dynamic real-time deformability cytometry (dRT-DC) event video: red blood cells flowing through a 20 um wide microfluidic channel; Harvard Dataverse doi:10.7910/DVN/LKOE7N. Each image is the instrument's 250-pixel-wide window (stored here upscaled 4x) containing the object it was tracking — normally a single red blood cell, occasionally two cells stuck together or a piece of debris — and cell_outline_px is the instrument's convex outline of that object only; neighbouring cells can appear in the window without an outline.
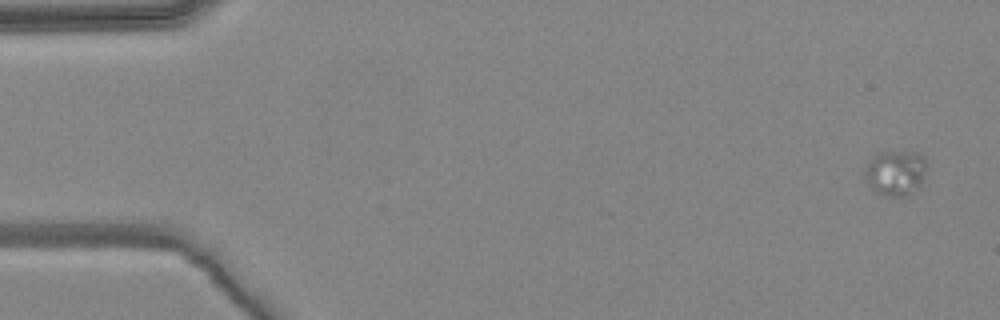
{"species": "common noctule bat (a hibernating species)", "species_latin": "Nyctalus noctula", "temperature_condition": "warm", "stored_images_in_passage": 4, "camera_frame_rate_fps": 3000, "um_per_image_px": 0.085, "animal": {"sex": "female", "body_mass_g": 24.6, "forearm_length_mm": 56.2}, "frame": {"image": 1, "passage_image": 1, "time_ms": 0.0, "image_size_px": [1000, 320], "cell_outline_px": [[928, 164], [920, 188], [912, 196], [884, 196], [876, 192], [868, 184], [864, 176], [864, 172], [872, 156], [880, 152], [916, 152], [924, 156]], "centroid_in_image_um": [76.17, 14.72], "position_along_channel_um": 8.8, "area_um2": 16.76}}
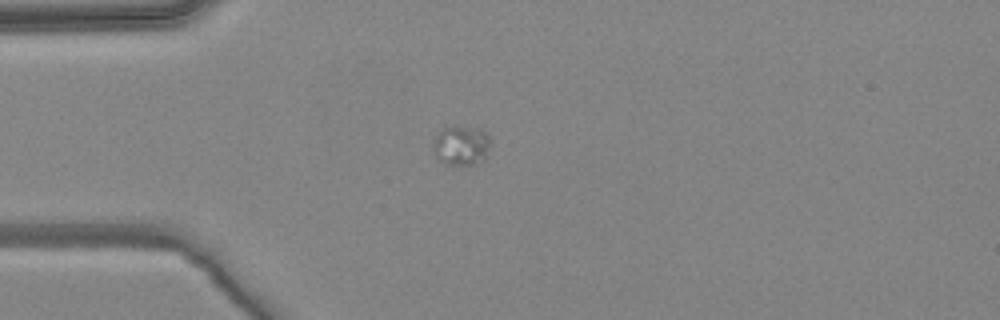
{"frame": {"image": 2, "passage_image": 4, "time_ms": 1.0, "image_size_px": [1000, 320], "cell_outline_px": [[488, 148], [480, 164], [444, 164], [432, 152], [432, 140], [436, 132], [452, 124], [480, 128], [488, 132]], "centroid_in_image_um": [39.14, 12.31], "position_along_channel_um": 45.9, "area_um2": 13.64}}